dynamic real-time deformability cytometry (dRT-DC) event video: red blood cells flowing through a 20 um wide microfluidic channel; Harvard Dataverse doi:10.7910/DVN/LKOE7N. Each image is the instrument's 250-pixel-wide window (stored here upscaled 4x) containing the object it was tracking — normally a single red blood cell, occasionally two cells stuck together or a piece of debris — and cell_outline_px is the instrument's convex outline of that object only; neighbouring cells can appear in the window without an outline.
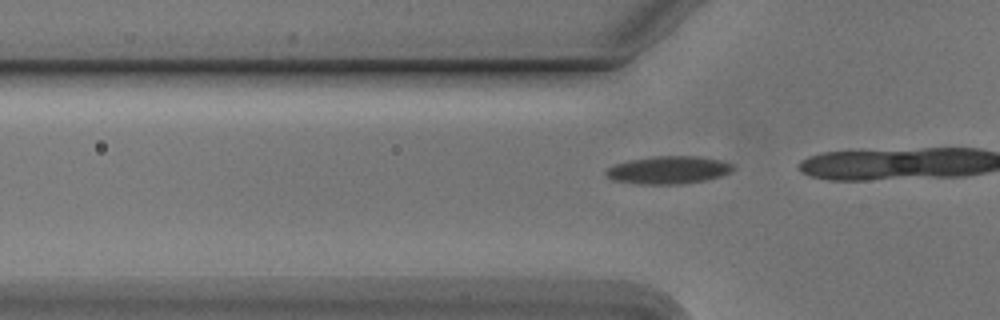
{"species": "Egyptian fruit bat (a non-hibernating species)", "species_latin": "Rousettus aegyptiacus", "temperature_condition": "cold", "stored_images_in_passage": 5, "camera_frame_rate_fps": 3000, "um_per_image_px": 0.085, "animal": {"sex": "male"}, "frame": {"image": 1, "passage_image": 2, "time_ms": 0.333, "image_size_px": [1000, 320], "cell_outline_px": [[732, 168], [728, 172], [720, 176], [704, 180], [680, 184], [636, 184], [612, 180], [604, 172], [608, 168], [616, 164], [628, 160], [656, 156], [696, 156], [720, 160], [732, 164]], "centroid_in_image_um": [56.76, 14.45], "position_along_channel_um": 69.0, "area_um2": 20.29}}